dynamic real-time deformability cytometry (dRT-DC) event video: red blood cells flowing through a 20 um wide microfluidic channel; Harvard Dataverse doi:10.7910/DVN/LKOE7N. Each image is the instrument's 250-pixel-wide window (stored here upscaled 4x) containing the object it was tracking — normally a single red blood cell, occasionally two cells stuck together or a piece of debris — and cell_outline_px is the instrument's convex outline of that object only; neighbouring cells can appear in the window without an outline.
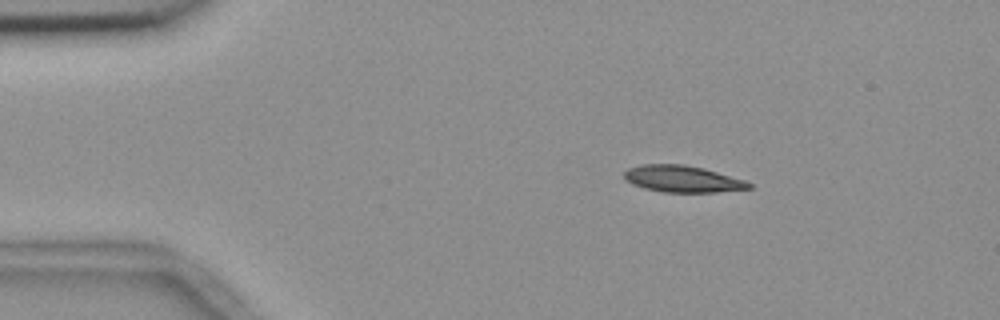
{"species": "common noctule bat (a hibernating species)", "species_latin": "Nyctalus noctula", "temperature_condition": "room temperature", "stored_images_in_passage": 47, "camera_frame_rate_fps": 3000, "um_per_image_px": 0.085, "animal": {"sex": "female", "body_mass_g": 18.4}, "frame": {"image": 1, "passage_image": 1, "time_ms": 0.0, "image_size_px": [1000, 320], "cell_outline_px": [[752, 188], [716, 192], [664, 192], [644, 188], [632, 184], [624, 180], [624, 172], [628, 168], [640, 164], [684, 164], [704, 168], [744, 180], [752, 184]], "centroid_in_image_um": [57.97, 15.2], "position_along_channel_um": 27.0, "area_um2": 19.42}}
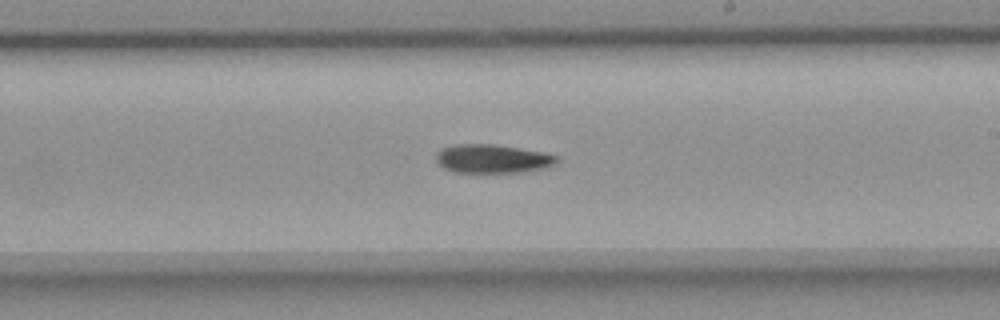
{"frame": {"image": 2, "passage_image": 24, "time_ms": 7.667, "image_size_px": [1000, 320], "cell_outline_px": [[560, 160], [556, 164], [544, 168], [524, 172], [452, 172], [444, 168], [436, 160], [436, 152], [440, 148], [456, 144], [492, 144], [544, 152], [556, 156]], "centroid_in_image_um": [41.85, 13.49], "position_along_channel_um": 247.1, "area_um2": 20.23}}
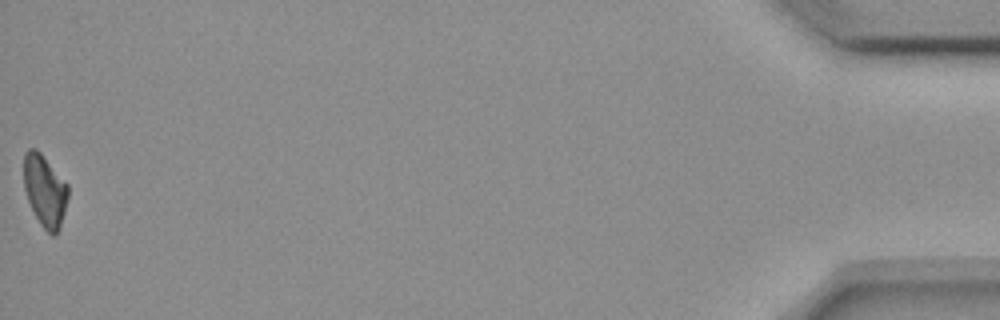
{"frame": {"image": 3, "passage_image": 47, "time_ms": 15.333, "image_size_px": [1000, 320], "cell_outline_px": [[68, 196], [60, 228], [56, 236], [52, 236], [40, 224], [28, 200], [24, 188], [24, 152], [28, 148], [36, 148], [40, 152], [68, 184]], "centroid_in_image_um": [3.81, 16.2], "position_along_channel_um": 431.4, "area_um2": 18.5}, "authors_computed_cell_mechanics": {"area_um2": 20.23, "velocity_mm_per_s": 3.6839, "shape_relaxation_time_tau1_ms": 5.7924, "shape_relaxation_time_tau2_ms": null, "deformation_change_tau1": 0.1467, "deformation_change_tau2": null}}